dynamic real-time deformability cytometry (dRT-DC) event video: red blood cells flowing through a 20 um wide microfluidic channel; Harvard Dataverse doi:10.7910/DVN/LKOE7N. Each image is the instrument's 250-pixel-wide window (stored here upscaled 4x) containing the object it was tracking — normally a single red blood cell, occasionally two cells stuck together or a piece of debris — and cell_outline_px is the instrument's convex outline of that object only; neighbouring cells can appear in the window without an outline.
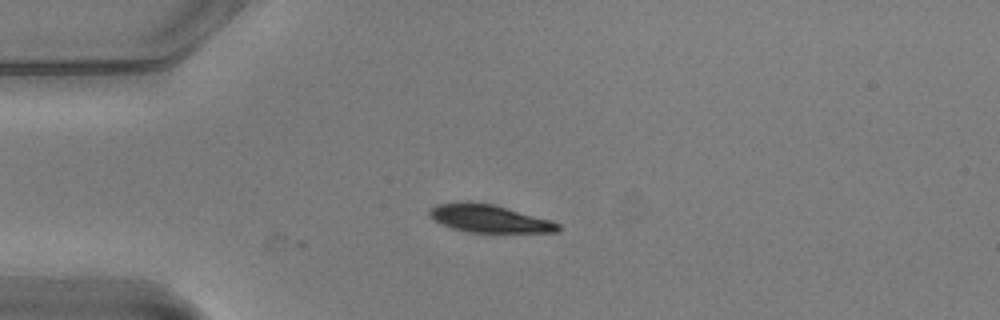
{"species": "common noctule bat (a hibernating species)", "species_latin": "Nyctalus noctula", "temperature_condition": "warm", "stored_images_in_passage": 2, "camera_frame_rate_fps": 3000, "um_per_image_px": 0.085, "animal": {"sex": "male", "body_mass_g": 20.5, "forearm_length_mm": 52.5}, "frame": {"image": 1, "passage_image": 2, "time_ms": 0.333, "image_size_px": [1000, 320], "cell_outline_px": [[560, 232], [468, 232], [452, 228], [440, 224], [432, 220], [428, 216], [428, 212], [436, 204], [492, 204], [552, 220], [560, 224]], "centroid_in_image_um": [41.62, 18.62], "position_along_channel_um": 43.4, "area_um2": 20.23}}